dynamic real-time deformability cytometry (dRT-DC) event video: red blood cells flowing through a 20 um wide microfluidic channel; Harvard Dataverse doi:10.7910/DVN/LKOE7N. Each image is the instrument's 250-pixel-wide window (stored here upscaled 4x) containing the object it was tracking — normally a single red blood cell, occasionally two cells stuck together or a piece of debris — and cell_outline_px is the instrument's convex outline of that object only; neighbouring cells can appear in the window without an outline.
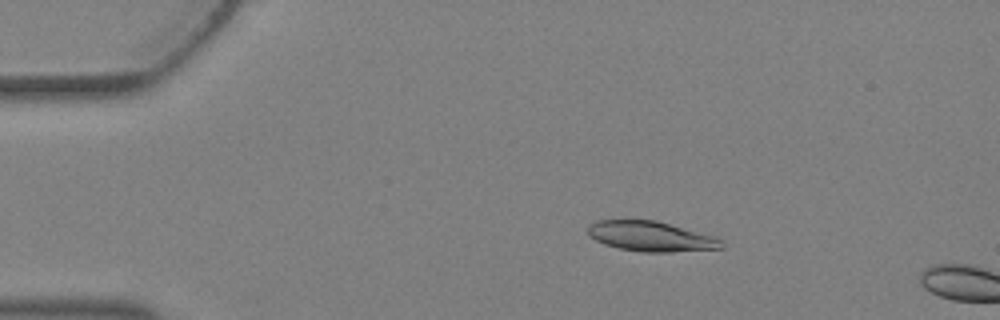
{"species": "Egyptian fruit bat (a non-hibernating species)", "species_latin": "Rousettus aegyptiacus", "temperature_condition": "warm", "stored_images_in_passage": 2, "camera_frame_rate_fps": 3000, "um_per_image_px": 0.085, "animal": {"sex": "female"}, "frame": {"image": 1, "passage_image": 1, "time_ms": 0.0, "image_size_px": [1000, 320], "cell_outline_px": [[724, 248], [672, 252], [640, 252], [620, 248], [604, 244], [588, 236], [588, 228], [596, 220], [656, 220], [716, 236], [724, 240]], "centroid_in_image_um": [55.38, 20.09], "position_along_channel_um": 29.6, "area_um2": 23.58}}